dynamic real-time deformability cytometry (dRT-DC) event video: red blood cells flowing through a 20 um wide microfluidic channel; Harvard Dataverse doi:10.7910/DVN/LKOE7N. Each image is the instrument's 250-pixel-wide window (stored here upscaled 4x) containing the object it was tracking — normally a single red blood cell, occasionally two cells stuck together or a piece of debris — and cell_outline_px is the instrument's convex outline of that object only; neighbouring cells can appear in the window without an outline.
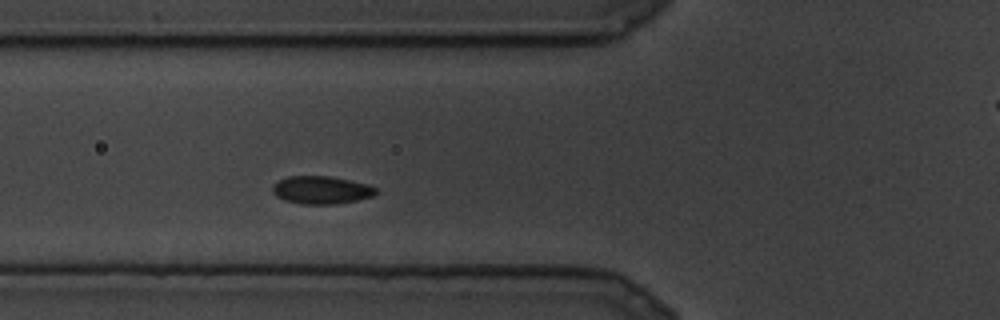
{"species": "common noctule bat (a hibernating species)", "species_latin": "Nyctalus noctula", "temperature_condition": "cold", "stored_images_in_passage": 3, "camera_frame_rate_fps": 3000, "um_per_image_px": 0.085, "animal": {"sex": "male", "body_mass_g": 19.5, "forearm_length_mm": 54.6}, "frame": {"image": 1, "passage_image": 3, "time_ms": 0.667, "image_size_px": [1000, 320], "cell_outline_px": [[376, 192], [372, 196], [356, 200], [336, 204], [300, 204], [284, 200], [276, 196], [272, 192], [272, 184], [288, 176], [332, 176], [368, 184], [376, 188]], "centroid_in_image_um": [27.28, 16.15], "position_along_channel_um": 98.5, "area_um2": 16.82}}